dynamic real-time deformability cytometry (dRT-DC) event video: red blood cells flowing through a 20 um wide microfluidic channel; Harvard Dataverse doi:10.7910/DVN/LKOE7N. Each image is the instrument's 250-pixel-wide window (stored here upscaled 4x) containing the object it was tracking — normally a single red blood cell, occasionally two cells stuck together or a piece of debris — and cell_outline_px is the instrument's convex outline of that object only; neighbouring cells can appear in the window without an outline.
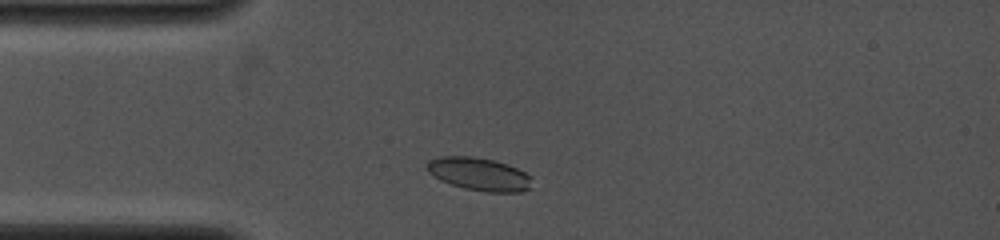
{"species": "common noctule bat (a hibernating species)", "species_latin": "Nyctalus noctula", "temperature_condition": "cold", "stored_images_in_passage": 46, "camera_frame_rate_fps": 4000, "um_per_image_px": 0.085, "animal": {"sex": "female", "body_mass_g": 19.0, "forearm_length_mm": 53.3}, "frame": {"image": 1, "passage_image": 4, "time_ms": 0.75, "image_size_px": [1000, 240], "cell_outline_px": [[532, 188], [520, 192], [488, 192], [464, 188], [440, 180], [428, 172], [424, 168], [424, 164], [428, 160], [440, 156], [472, 156], [492, 160], [508, 164], [532, 176]], "centroid_in_image_um": [40.71, 14.79], "position_along_channel_um": 44.3, "area_um2": 20.4}}
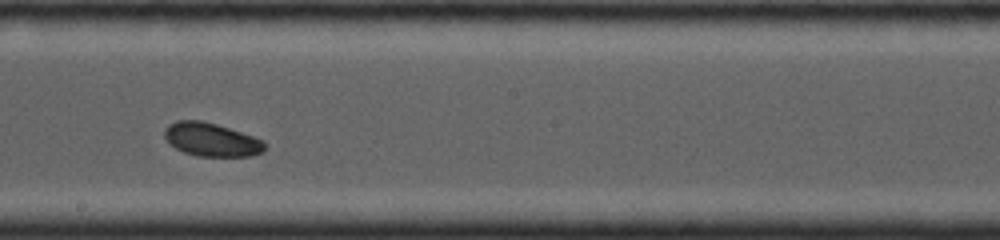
{"frame": {"image": 2, "passage_image": 20, "time_ms": 5.5, "image_size_px": [1000, 240], "cell_outline_px": [[264, 152], [252, 156], [200, 156], [184, 152], [176, 148], [164, 136], [164, 128], [168, 124], [176, 120], [200, 120], [216, 124], [264, 140]], "centroid_in_image_um": [17.96, 11.86], "position_along_channel_um": 230.2, "area_um2": 19.36}}
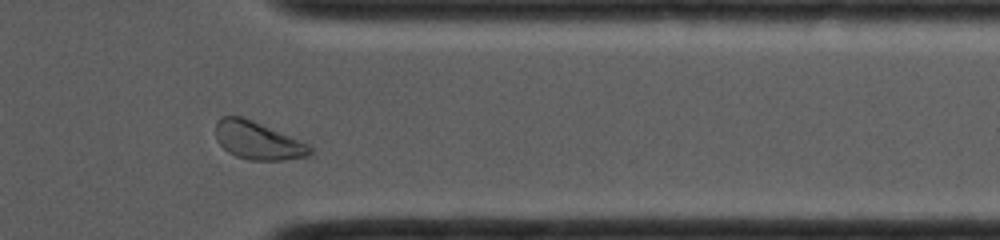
{"frame": {"image": 3, "passage_image": 40, "time_ms": 9.25, "image_size_px": [1000, 240], "cell_outline_px": [[316, 152], [312, 156], [284, 160], [248, 160], [236, 156], [228, 152], [216, 140], [216, 120], [224, 116], [244, 116], [308, 144]], "centroid_in_image_um": [21.94, 11.96], "position_along_channel_um": 389.5, "area_um2": 21.04}}